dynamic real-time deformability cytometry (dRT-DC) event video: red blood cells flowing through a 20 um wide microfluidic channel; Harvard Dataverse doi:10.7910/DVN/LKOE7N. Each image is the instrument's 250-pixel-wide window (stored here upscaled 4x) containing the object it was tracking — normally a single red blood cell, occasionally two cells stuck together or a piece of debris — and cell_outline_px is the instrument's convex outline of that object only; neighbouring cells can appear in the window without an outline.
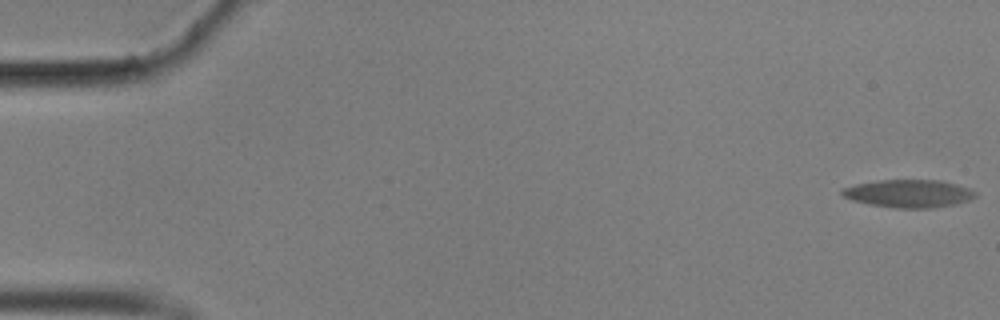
{"species": "common noctule bat (a hibernating species)", "species_latin": "Nyctalus noctula", "temperature_condition": "cold", "stored_images_in_passage": 63, "camera_frame_rate_fps": 3000, "um_per_image_px": 0.085, "animal": {"sex": "male", "body_mass_g": 17.9}, "frame": {"image": 1, "passage_image": 1, "time_ms": 0.0, "image_size_px": [1000, 320], "cell_outline_px": [[976, 196], [968, 200], [956, 204], [932, 208], [896, 208], [868, 204], [852, 200], [844, 196], [840, 192], [840, 188], [856, 184], [880, 180], [940, 180], [956, 184], [968, 188], [976, 192]], "centroid_in_image_um": [77.22, 16.45], "position_along_channel_um": 7.8, "area_um2": 21.62}}
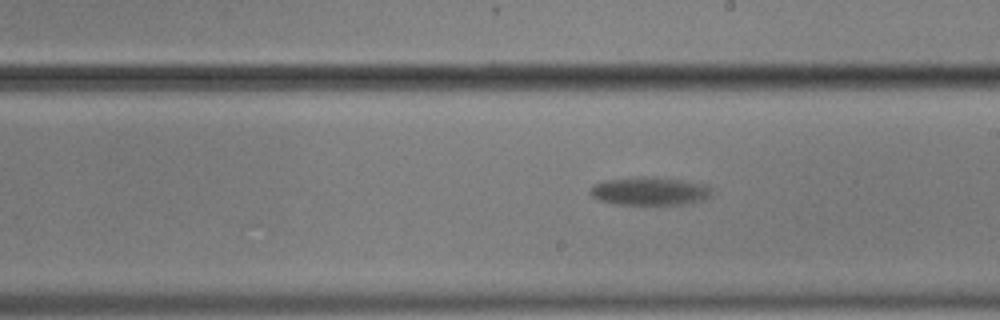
{"frame": {"image": 2, "passage_image": 36, "time_ms": 11.667, "image_size_px": [1000, 320], "cell_outline_px": [[716, 192], [712, 196], [704, 200], [684, 204], [616, 204], [600, 200], [592, 196], [588, 192], [596, 184], [608, 180], [644, 176], [684, 180], [708, 184]], "centroid_in_image_um": [55.35, 16.24], "position_along_channel_um": 233.7, "area_um2": 20.06}}
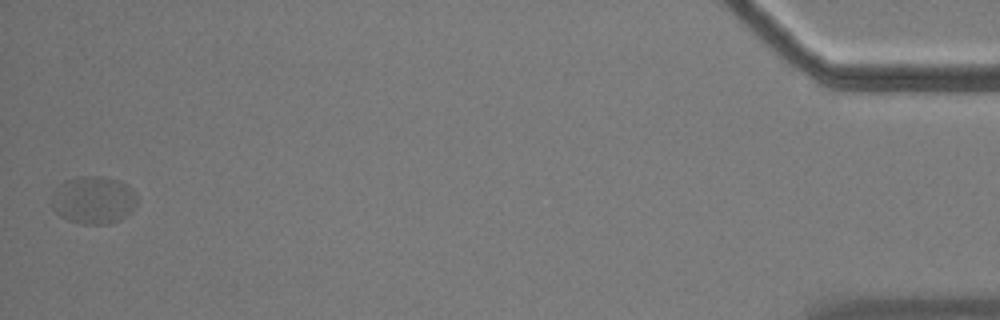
{"frame": {"image": 3, "passage_image": 63, "time_ms": 20.667, "image_size_px": [1000, 320], "cell_outline_px": [[136, 208], [128, 216], [120, 220], [108, 224], [80, 224], [68, 220], [60, 216], [52, 208], [52, 188], [64, 180], [76, 176], [100, 176], [116, 180], [132, 188], [136, 196]], "centroid_in_image_um": [7.92, 17.0], "position_along_channel_um": 427.3, "area_um2": 24.22}, "authors_computed_cell_mechanics": {"area_um2": 20.9814, "velocity_mm_per_s": 3.195, "shape_relaxation_time_tau1_ms": 4.0578, "shape_relaxation_time_tau2_ms": null, "deformation_change_tau1": 0.0963, "deformation_change_tau2": null}}